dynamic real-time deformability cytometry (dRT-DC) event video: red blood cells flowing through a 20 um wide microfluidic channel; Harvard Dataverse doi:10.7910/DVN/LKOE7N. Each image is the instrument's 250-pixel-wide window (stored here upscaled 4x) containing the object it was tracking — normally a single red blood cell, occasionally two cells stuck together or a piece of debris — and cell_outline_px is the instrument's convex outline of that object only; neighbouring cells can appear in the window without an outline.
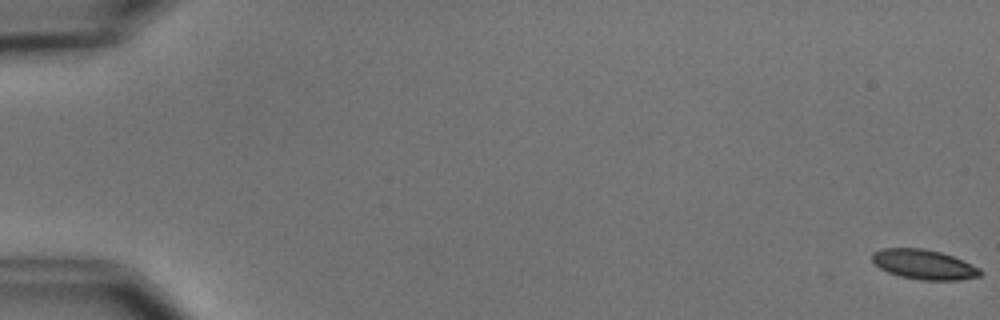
{"species": "common noctule bat (a hibernating species)", "species_latin": "Nyctalus noctula", "temperature_condition": "cold", "stored_images_in_passage": 8, "camera_frame_rate_fps": 3000, "um_per_image_px": 0.085, "animal": {"sex": "male", "body_mass_g": 15.6}, "frame": {"image": 1, "passage_image": 1, "time_ms": 0.0, "image_size_px": [1000, 320], "cell_outline_px": [[984, 272], [980, 276], [956, 280], [920, 280], [900, 276], [888, 272], [880, 268], [872, 260], [872, 252], [884, 248], [924, 248], [940, 252], [952, 256], [980, 268]], "centroid_in_image_um": [78.53, 22.48], "position_along_channel_um": 6.5, "area_um2": 18.67}}
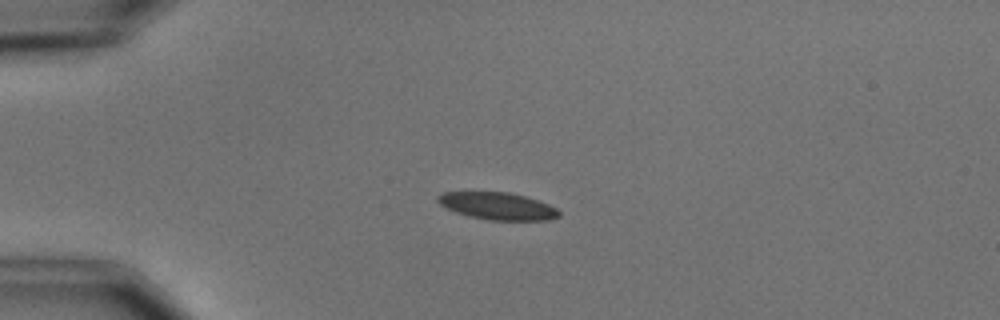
{"frame": {"image": 2, "passage_image": 5, "time_ms": 4.667, "image_size_px": [1000, 320], "cell_outline_px": [[560, 216], [548, 220], [488, 220], [468, 216], [456, 212], [440, 204], [436, 200], [436, 196], [444, 192], [508, 192], [524, 196], [548, 204], [556, 208], [560, 212]], "centroid_in_image_um": [42.28, 17.51], "position_along_channel_um": 42.7, "area_um2": 19.13}}
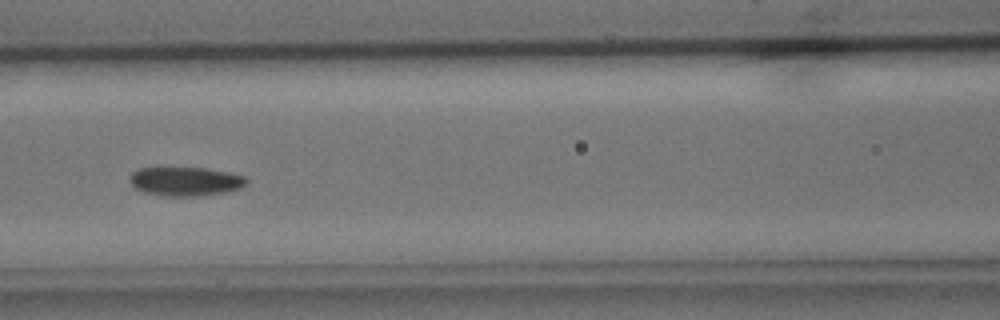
{"frame": {"image": 3, "passage_image": 8, "time_ms": 8.333, "image_size_px": [1000, 320], "cell_outline_px": [[248, 180], [240, 188], [228, 192], [200, 196], [168, 196], [144, 192], [136, 188], [128, 180], [128, 176], [132, 172], [140, 168], [160, 164], [168, 164], [208, 168], [228, 172], [244, 176]], "centroid_in_image_um": [15.69, 15.35], "position_along_channel_um": 150.9, "area_um2": 20.81}}